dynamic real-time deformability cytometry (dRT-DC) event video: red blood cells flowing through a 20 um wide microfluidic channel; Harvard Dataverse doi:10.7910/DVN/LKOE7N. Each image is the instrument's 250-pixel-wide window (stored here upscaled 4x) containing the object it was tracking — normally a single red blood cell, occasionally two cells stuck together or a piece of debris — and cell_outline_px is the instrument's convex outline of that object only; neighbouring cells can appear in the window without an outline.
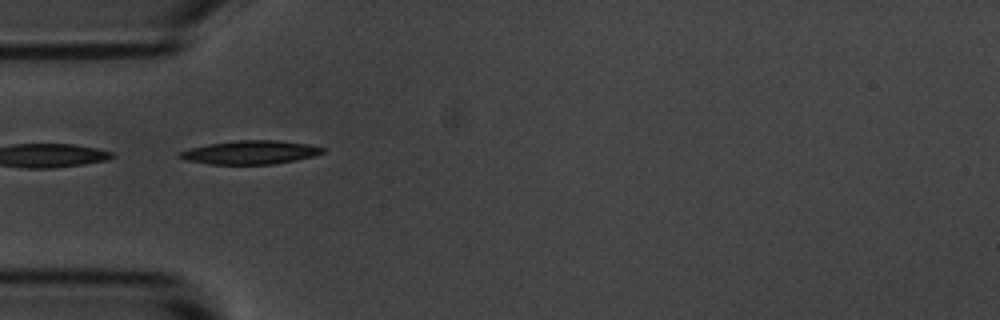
{"species": "common noctule bat (a hibernating species)", "species_latin": "Nyctalus noctula", "temperature_condition": "room temperature", "stored_images_in_passage": 2, "camera_frame_rate_fps": 3000, "um_per_image_px": 0.085, "animal": {"sex": "male", "body_mass_g": 20.1, "forearm_length_mm": 53.5}, "frame": {"image": 1, "passage_image": 1, "time_ms": 0.0, "image_size_px": [1000, 320], "cell_outline_px": [[324, 152], [312, 156], [296, 160], [272, 164], [212, 164], [188, 160], [176, 156], [176, 152], [188, 148], [208, 144], [240, 140], [276, 140], [308, 144], [324, 148]], "centroid_in_image_um": [21.23, 12.94], "position_along_channel_um": 63.8, "area_um2": 19.54}}